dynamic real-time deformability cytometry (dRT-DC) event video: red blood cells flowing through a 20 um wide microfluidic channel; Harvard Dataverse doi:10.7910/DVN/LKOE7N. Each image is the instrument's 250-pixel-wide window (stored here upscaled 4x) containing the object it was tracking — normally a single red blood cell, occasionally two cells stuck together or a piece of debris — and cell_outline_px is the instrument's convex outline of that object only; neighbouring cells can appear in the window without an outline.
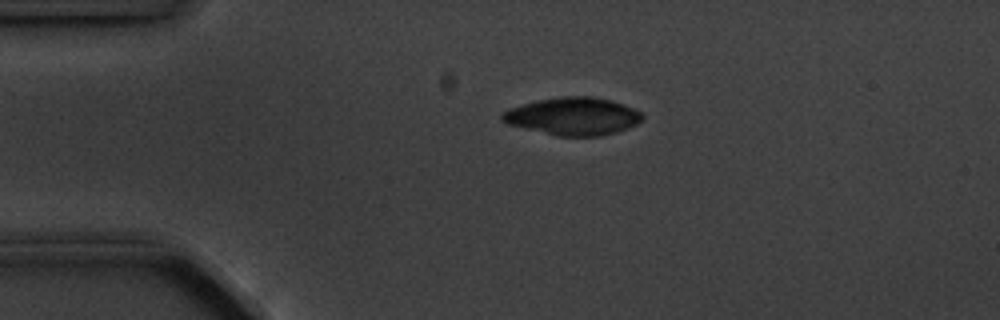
{"species": "common noctule bat (a hibernating species)", "species_latin": "Nyctalus noctula", "temperature_condition": "cold", "stored_images_in_passage": 2, "camera_frame_rate_fps": 3000, "um_per_image_px": 0.085, "animal": {"sex": "male", "body_mass_g": 20.1, "forearm_length_mm": 53.5}, "frame": {"image": 1, "passage_image": 1, "time_ms": 0.0, "image_size_px": [1000, 320], "cell_outline_px": [[644, 116], [636, 124], [628, 128], [616, 132], [600, 136], [556, 136], [508, 124], [500, 120], [500, 116], [508, 108], [540, 100], [560, 96], [592, 96], [612, 100], [624, 104], [640, 112]], "centroid_in_image_um": [48.71, 9.88], "position_along_channel_um": 36.3, "area_um2": 30.69}}